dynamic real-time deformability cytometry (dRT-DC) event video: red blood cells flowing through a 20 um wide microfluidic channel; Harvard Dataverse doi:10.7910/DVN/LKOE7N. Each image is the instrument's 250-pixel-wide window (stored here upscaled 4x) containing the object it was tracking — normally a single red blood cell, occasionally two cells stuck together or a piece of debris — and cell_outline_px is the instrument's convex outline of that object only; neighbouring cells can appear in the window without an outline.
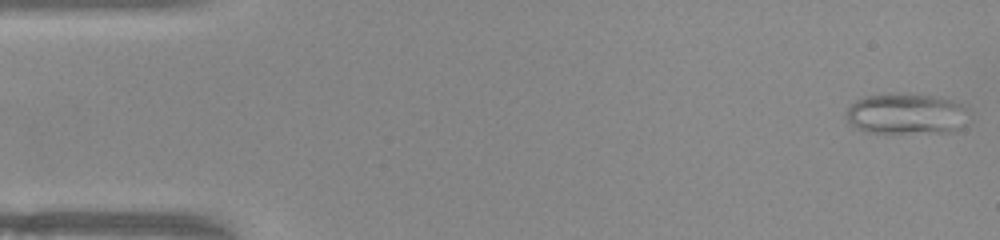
{"species": "common noctule bat (a hibernating species)", "species_latin": "Nyctalus noctula", "temperature_condition": "warm", "stored_images_in_passage": 8, "camera_frame_rate_fps": 3000, "um_per_image_px": 0.085, "animal": {"sex": "female", "body_mass_g": 22.0, "forearm_length_mm": 56.7}, "frame": {"image": 1, "passage_image": 1, "time_ms": 0.0, "image_size_px": [1000, 240], "cell_outline_px": [[964, 108], [956, 132], [888, 136], [864, 132], [848, 124], [848, 108], [856, 100], [864, 96], [888, 92], [900, 92], [936, 96], [960, 104]], "centroid_in_image_um": [76.88, 9.72], "position_along_channel_um": 8.1, "area_um2": 30.0}}